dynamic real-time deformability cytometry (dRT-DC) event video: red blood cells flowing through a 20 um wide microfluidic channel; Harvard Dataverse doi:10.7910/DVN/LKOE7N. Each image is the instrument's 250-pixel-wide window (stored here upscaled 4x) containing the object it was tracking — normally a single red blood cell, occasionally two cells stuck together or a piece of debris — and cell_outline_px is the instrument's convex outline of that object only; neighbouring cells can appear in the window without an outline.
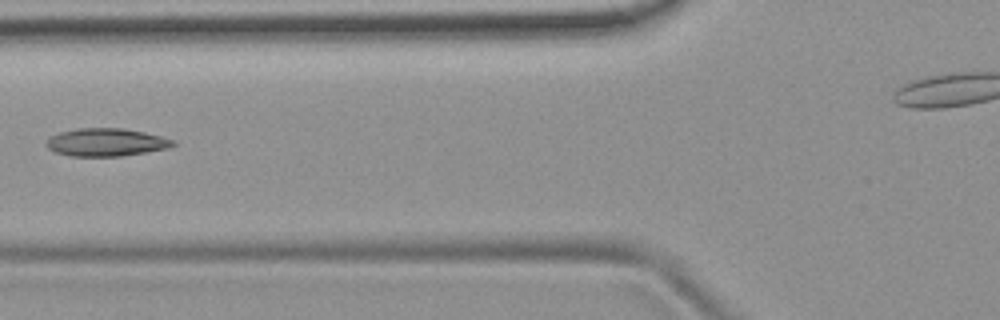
{"species": "common noctule bat (a hibernating species)", "species_latin": "Nyctalus noctula", "temperature_condition": "room temperature", "stored_images_in_passage": 7, "camera_frame_rate_fps": 3000, "um_per_image_px": 0.085, "animal": {"sex": "female", "body_mass_g": 19.9}, "frame": {"image": 1, "passage_image": 6, "time_ms": 1.667, "image_size_px": [1000, 320], "cell_outline_px": [[176, 144], [168, 148], [120, 156], [72, 156], [56, 152], [48, 148], [44, 144], [52, 136], [60, 132], [76, 128], [124, 128], [144, 132], [176, 140]], "centroid_in_image_um": [9.03, 12.08], "position_along_channel_um": 116.8, "area_um2": 20.46}}
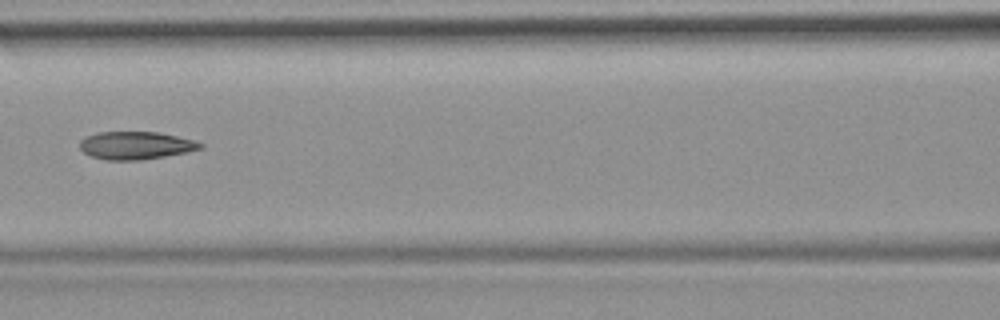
{"frame": {"image": 2, "passage_image": 7, "time_ms": 2.0, "image_size_px": [1000, 320], "cell_outline_px": [[204, 148], [188, 152], [140, 160], [104, 160], [92, 156], [84, 152], [80, 148], [80, 140], [84, 136], [96, 132], [160, 132], [192, 140], [204, 144]], "centroid_in_image_um": [11.52, 12.36], "position_along_channel_um": 155.1, "area_um2": 19.59}}